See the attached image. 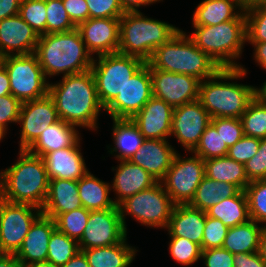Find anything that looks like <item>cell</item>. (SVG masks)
Masks as SVG:
<instances>
[{"instance_id":"cell-6","label":"cell","mask_w":266,"mask_h":267,"mask_svg":"<svg viewBox=\"0 0 266 267\" xmlns=\"http://www.w3.org/2000/svg\"><path fill=\"white\" fill-rule=\"evenodd\" d=\"M193 27L195 31L188 36L201 51L208 54L221 68H241L242 65L235 61L242 56L247 42L244 10L234 20L216 26Z\"/></svg>"},{"instance_id":"cell-14","label":"cell","mask_w":266,"mask_h":267,"mask_svg":"<svg viewBox=\"0 0 266 267\" xmlns=\"http://www.w3.org/2000/svg\"><path fill=\"white\" fill-rule=\"evenodd\" d=\"M153 96L150 68L145 63L127 81L121 93L104 109L111 118L131 119Z\"/></svg>"},{"instance_id":"cell-36","label":"cell","mask_w":266,"mask_h":267,"mask_svg":"<svg viewBox=\"0 0 266 267\" xmlns=\"http://www.w3.org/2000/svg\"><path fill=\"white\" fill-rule=\"evenodd\" d=\"M80 251L79 243L57 228L52 232L48 244L47 261L62 267Z\"/></svg>"},{"instance_id":"cell-29","label":"cell","mask_w":266,"mask_h":267,"mask_svg":"<svg viewBox=\"0 0 266 267\" xmlns=\"http://www.w3.org/2000/svg\"><path fill=\"white\" fill-rule=\"evenodd\" d=\"M243 10L238 0H203L193 13L192 24L193 26H216L234 20Z\"/></svg>"},{"instance_id":"cell-39","label":"cell","mask_w":266,"mask_h":267,"mask_svg":"<svg viewBox=\"0 0 266 267\" xmlns=\"http://www.w3.org/2000/svg\"><path fill=\"white\" fill-rule=\"evenodd\" d=\"M250 219L266 226V179L250 181L244 190Z\"/></svg>"},{"instance_id":"cell-32","label":"cell","mask_w":266,"mask_h":267,"mask_svg":"<svg viewBox=\"0 0 266 267\" xmlns=\"http://www.w3.org/2000/svg\"><path fill=\"white\" fill-rule=\"evenodd\" d=\"M264 225L260 226L252 219L228 229L222 248L231 252L254 253L259 251L261 233Z\"/></svg>"},{"instance_id":"cell-55","label":"cell","mask_w":266,"mask_h":267,"mask_svg":"<svg viewBox=\"0 0 266 267\" xmlns=\"http://www.w3.org/2000/svg\"><path fill=\"white\" fill-rule=\"evenodd\" d=\"M163 0H120L121 6L125 12H137L141 6H147Z\"/></svg>"},{"instance_id":"cell-50","label":"cell","mask_w":266,"mask_h":267,"mask_svg":"<svg viewBox=\"0 0 266 267\" xmlns=\"http://www.w3.org/2000/svg\"><path fill=\"white\" fill-rule=\"evenodd\" d=\"M22 102L12 94L0 97V126L6 131L8 123H18Z\"/></svg>"},{"instance_id":"cell-15","label":"cell","mask_w":266,"mask_h":267,"mask_svg":"<svg viewBox=\"0 0 266 267\" xmlns=\"http://www.w3.org/2000/svg\"><path fill=\"white\" fill-rule=\"evenodd\" d=\"M153 96L173 108L199 100L200 80L196 77L150 69Z\"/></svg>"},{"instance_id":"cell-59","label":"cell","mask_w":266,"mask_h":267,"mask_svg":"<svg viewBox=\"0 0 266 267\" xmlns=\"http://www.w3.org/2000/svg\"><path fill=\"white\" fill-rule=\"evenodd\" d=\"M0 267H22L15 254H8L0 260Z\"/></svg>"},{"instance_id":"cell-64","label":"cell","mask_w":266,"mask_h":267,"mask_svg":"<svg viewBox=\"0 0 266 267\" xmlns=\"http://www.w3.org/2000/svg\"><path fill=\"white\" fill-rule=\"evenodd\" d=\"M8 253L3 249L2 244L0 242V260H2Z\"/></svg>"},{"instance_id":"cell-3","label":"cell","mask_w":266,"mask_h":267,"mask_svg":"<svg viewBox=\"0 0 266 267\" xmlns=\"http://www.w3.org/2000/svg\"><path fill=\"white\" fill-rule=\"evenodd\" d=\"M34 54L46 79L60 73L67 76L85 72L91 69L94 60L77 28L41 35Z\"/></svg>"},{"instance_id":"cell-33","label":"cell","mask_w":266,"mask_h":267,"mask_svg":"<svg viewBox=\"0 0 266 267\" xmlns=\"http://www.w3.org/2000/svg\"><path fill=\"white\" fill-rule=\"evenodd\" d=\"M205 176L218 182H228L236 185L241 191L250 183L243 163L228 156L204 160Z\"/></svg>"},{"instance_id":"cell-51","label":"cell","mask_w":266,"mask_h":267,"mask_svg":"<svg viewBox=\"0 0 266 267\" xmlns=\"http://www.w3.org/2000/svg\"><path fill=\"white\" fill-rule=\"evenodd\" d=\"M234 254L224 248L202 250L201 259L205 267H233Z\"/></svg>"},{"instance_id":"cell-62","label":"cell","mask_w":266,"mask_h":267,"mask_svg":"<svg viewBox=\"0 0 266 267\" xmlns=\"http://www.w3.org/2000/svg\"><path fill=\"white\" fill-rule=\"evenodd\" d=\"M238 2L244 9L257 4H266V0H238Z\"/></svg>"},{"instance_id":"cell-19","label":"cell","mask_w":266,"mask_h":267,"mask_svg":"<svg viewBox=\"0 0 266 267\" xmlns=\"http://www.w3.org/2000/svg\"><path fill=\"white\" fill-rule=\"evenodd\" d=\"M39 37L19 14L2 19L0 21V58L34 53Z\"/></svg>"},{"instance_id":"cell-27","label":"cell","mask_w":266,"mask_h":267,"mask_svg":"<svg viewBox=\"0 0 266 267\" xmlns=\"http://www.w3.org/2000/svg\"><path fill=\"white\" fill-rule=\"evenodd\" d=\"M79 134L76 126L59 119L42 131L26 150L43 157L46 153L75 146L81 140Z\"/></svg>"},{"instance_id":"cell-61","label":"cell","mask_w":266,"mask_h":267,"mask_svg":"<svg viewBox=\"0 0 266 267\" xmlns=\"http://www.w3.org/2000/svg\"><path fill=\"white\" fill-rule=\"evenodd\" d=\"M259 254L266 264V230L261 233L260 243H259Z\"/></svg>"},{"instance_id":"cell-13","label":"cell","mask_w":266,"mask_h":267,"mask_svg":"<svg viewBox=\"0 0 266 267\" xmlns=\"http://www.w3.org/2000/svg\"><path fill=\"white\" fill-rule=\"evenodd\" d=\"M118 208L91 210L80 239V250L118 244L127 238Z\"/></svg>"},{"instance_id":"cell-46","label":"cell","mask_w":266,"mask_h":267,"mask_svg":"<svg viewBox=\"0 0 266 267\" xmlns=\"http://www.w3.org/2000/svg\"><path fill=\"white\" fill-rule=\"evenodd\" d=\"M228 227L216 218L206 214L205 228L203 230L202 250L211 248H222L224 239L228 232Z\"/></svg>"},{"instance_id":"cell-45","label":"cell","mask_w":266,"mask_h":267,"mask_svg":"<svg viewBox=\"0 0 266 267\" xmlns=\"http://www.w3.org/2000/svg\"><path fill=\"white\" fill-rule=\"evenodd\" d=\"M211 123L216 127L218 134H220L228 148L244 136L240 118H211Z\"/></svg>"},{"instance_id":"cell-42","label":"cell","mask_w":266,"mask_h":267,"mask_svg":"<svg viewBox=\"0 0 266 267\" xmlns=\"http://www.w3.org/2000/svg\"><path fill=\"white\" fill-rule=\"evenodd\" d=\"M46 0H22L19 15L41 36L46 34Z\"/></svg>"},{"instance_id":"cell-31","label":"cell","mask_w":266,"mask_h":267,"mask_svg":"<svg viewBox=\"0 0 266 267\" xmlns=\"http://www.w3.org/2000/svg\"><path fill=\"white\" fill-rule=\"evenodd\" d=\"M111 184L95 177L88 171L78 180V195L82 206L88 210L118 208L110 198Z\"/></svg>"},{"instance_id":"cell-63","label":"cell","mask_w":266,"mask_h":267,"mask_svg":"<svg viewBox=\"0 0 266 267\" xmlns=\"http://www.w3.org/2000/svg\"><path fill=\"white\" fill-rule=\"evenodd\" d=\"M25 267H58V266L46 260V261L32 263V264L26 265Z\"/></svg>"},{"instance_id":"cell-17","label":"cell","mask_w":266,"mask_h":267,"mask_svg":"<svg viewBox=\"0 0 266 267\" xmlns=\"http://www.w3.org/2000/svg\"><path fill=\"white\" fill-rule=\"evenodd\" d=\"M58 120L55 102L49 94L22 103L18 118L21 126L19 150L27 149L42 131Z\"/></svg>"},{"instance_id":"cell-57","label":"cell","mask_w":266,"mask_h":267,"mask_svg":"<svg viewBox=\"0 0 266 267\" xmlns=\"http://www.w3.org/2000/svg\"><path fill=\"white\" fill-rule=\"evenodd\" d=\"M9 76L5 67L0 63V97L11 94Z\"/></svg>"},{"instance_id":"cell-7","label":"cell","mask_w":266,"mask_h":267,"mask_svg":"<svg viewBox=\"0 0 266 267\" xmlns=\"http://www.w3.org/2000/svg\"><path fill=\"white\" fill-rule=\"evenodd\" d=\"M180 30L167 22L148 18L141 11L125 12L120 18L118 53L138 57L146 63L157 47Z\"/></svg>"},{"instance_id":"cell-66","label":"cell","mask_w":266,"mask_h":267,"mask_svg":"<svg viewBox=\"0 0 266 267\" xmlns=\"http://www.w3.org/2000/svg\"><path fill=\"white\" fill-rule=\"evenodd\" d=\"M3 199H2V195H1V192H0V204H1V201H2Z\"/></svg>"},{"instance_id":"cell-41","label":"cell","mask_w":266,"mask_h":267,"mask_svg":"<svg viewBox=\"0 0 266 267\" xmlns=\"http://www.w3.org/2000/svg\"><path fill=\"white\" fill-rule=\"evenodd\" d=\"M248 43L266 42V4L244 9Z\"/></svg>"},{"instance_id":"cell-18","label":"cell","mask_w":266,"mask_h":267,"mask_svg":"<svg viewBox=\"0 0 266 267\" xmlns=\"http://www.w3.org/2000/svg\"><path fill=\"white\" fill-rule=\"evenodd\" d=\"M76 28L92 56L118 52L120 18H89Z\"/></svg>"},{"instance_id":"cell-40","label":"cell","mask_w":266,"mask_h":267,"mask_svg":"<svg viewBox=\"0 0 266 267\" xmlns=\"http://www.w3.org/2000/svg\"><path fill=\"white\" fill-rule=\"evenodd\" d=\"M191 153L200 156L203 160H207L227 156L228 147L220 134H218L216 127L210 123L200 137L196 148Z\"/></svg>"},{"instance_id":"cell-56","label":"cell","mask_w":266,"mask_h":267,"mask_svg":"<svg viewBox=\"0 0 266 267\" xmlns=\"http://www.w3.org/2000/svg\"><path fill=\"white\" fill-rule=\"evenodd\" d=\"M254 47V60L260 67L266 70V42L249 43Z\"/></svg>"},{"instance_id":"cell-58","label":"cell","mask_w":266,"mask_h":267,"mask_svg":"<svg viewBox=\"0 0 266 267\" xmlns=\"http://www.w3.org/2000/svg\"><path fill=\"white\" fill-rule=\"evenodd\" d=\"M62 267H90L87 258L82 251H79Z\"/></svg>"},{"instance_id":"cell-53","label":"cell","mask_w":266,"mask_h":267,"mask_svg":"<svg viewBox=\"0 0 266 267\" xmlns=\"http://www.w3.org/2000/svg\"><path fill=\"white\" fill-rule=\"evenodd\" d=\"M233 267H266L259 252L238 253L234 255Z\"/></svg>"},{"instance_id":"cell-43","label":"cell","mask_w":266,"mask_h":267,"mask_svg":"<svg viewBox=\"0 0 266 267\" xmlns=\"http://www.w3.org/2000/svg\"><path fill=\"white\" fill-rule=\"evenodd\" d=\"M169 253L179 264L189 266L201 259V246L189 239L177 236H169Z\"/></svg>"},{"instance_id":"cell-22","label":"cell","mask_w":266,"mask_h":267,"mask_svg":"<svg viewBox=\"0 0 266 267\" xmlns=\"http://www.w3.org/2000/svg\"><path fill=\"white\" fill-rule=\"evenodd\" d=\"M55 229L54 219L43 214L34 221L15 254L22 267L47 260L49 240Z\"/></svg>"},{"instance_id":"cell-11","label":"cell","mask_w":266,"mask_h":267,"mask_svg":"<svg viewBox=\"0 0 266 267\" xmlns=\"http://www.w3.org/2000/svg\"><path fill=\"white\" fill-rule=\"evenodd\" d=\"M204 177L205 165L200 156L183 158L177 152L160 182L175 205L189 204Z\"/></svg>"},{"instance_id":"cell-48","label":"cell","mask_w":266,"mask_h":267,"mask_svg":"<svg viewBox=\"0 0 266 267\" xmlns=\"http://www.w3.org/2000/svg\"><path fill=\"white\" fill-rule=\"evenodd\" d=\"M259 144V138L244 135L238 142L228 148L227 156L244 164L257 153Z\"/></svg>"},{"instance_id":"cell-10","label":"cell","mask_w":266,"mask_h":267,"mask_svg":"<svg viewBox=\"0 0 266 267\" xmlns=\"http://www.w3.org/2000/svg\"><path fill=\"white\" fill-rule=\"evenodd\" d=\"M0 63L8 73L11 94L22 103L48 94L49 81L34 53L5 56L0 58Z\"/></svg>"},{"instance_id":"cell-28","label":"cell","mask_w":266,"mask_h":267,"mask_svg":"<svg viewBox=\"0 0 266 267\" xmlns=\"http://www.w3.org/2000/svg\"><path fill=\"white\" fill-rule=\"evenodd\" d=\"M111 119L113 120L114 147L109 148L110 146H107V149H110L108 152L114 154L118 161L129 160L143 144L145 138L131 119Z\"/></svg>"},{"instance_id":"cell-12","label":"cell","mask_w":266,"mask_h":267,"mask_svg":"<svg viewBox=\"0 0 266 267\" xmlns=\"http://www.w3.org/2000/svg\"><path fill=\"white\" fill-rule=\"evenodd\" d=\"M41 214V209L30 204L1 201L0 242L8 254L17 253L31 225Z\"/></svg>"},{"instance_id":"cell-37","label":"cell","mask_w":266,"mask_h":267,"mask_svg":"<svg viewBox=\"0 0 266 267\" xmlns=\"http://www.w3.org/2000/svg\"><path fill=\"white\" fill-rule=\"evenodd\" d=\"M240 120L244 135L259 139L266 138V105L260 104L254 98Z\"/></svg>"},{"instance_id":"cell-54","label":"cell","mask_w":266,"mask_h":267,"mask_svg":"<svg viewBox=\"0 0 266 267\" xmlns=\"http://www.w3.org/2000/svg\"><path fill=\"white\" fill-rule=\"evenodd\" d=\"M22 0H0V21L19 14Z\"/></svg>"},{"instance_id":"cell-38","label":"cell","mask_w":266,"mask_h":267,"mask_svg":"<svg viewBox=\"0 0 266 267\" xmlns=\"http://www.w3.org/2000/svg\"><path fill=\"white\" fill-rule=\"evenodd\" d=\"M90 210L80 207L72 211L59 214L55 219L56 228L69 238L80 241L86 224L88 223Z\"/></svg>"},{"instance_id":"cell-20","label":"cell","mask_w":266,"mask_h":267,"mask_svg":"<svg viewBox=\"0 0 266 267\" xmlns=\"http://www.w3.org/2000/svg\"><path fill=\"white\" fill-rule=\"evenodd\" d=\"M174 108L154 96L135 114L131 120L145 139L168 140Z\"/></svg>"},{"instance_id":"cell-26","label":"cell","mask_w":266,"mask_h":267,"mask_svg":"<svg viewBox=\"0 0 266 267\" xmlns=\"http://www.w3.org/2000/svg\"><path fill=\"white\" fill-rule=\"evenodd\" d=\"M83 207L78 195V181L68 179H50L48 193L41 209L42 214L55 219L74 209Z\"/></svg>"},{"instance_id":"cell-25","label":"cell","mask_w":266,"mask_h":267,"mask_svg":"<svg viewBox=\"0 0 266 267\" xmlns=\"http://www.w3.org/2000/svg\"><path fill=\"white\" fill-rule=\"evenodd\" d=\"M206 212L189 204L175 205L166 229L169 236L189 239L201 246L205 228Z\"/></svg>"},{"instance_id":"cell-23","label":"cell","mask_w":266,"mask_h":267,"mask_svg":"<svg viewBox=\"0 0 266 267\" xmlns=\"http://www.w3.org/2000/svg\"><path fill=\"white\" fill-rule=\"evenodd\" d=\"M111 190L116 194L113 199L116 206L122 201L142 190L148 189L158 181L142 167L133 164L130 160H122L116 168Z\"/></svg>"},{"instance_id":"cell-34","label":"cell","mask_w":266,"mask_h":267,"mask_svg":"<svg viewBox=\"0 0 266 267\" xmlns=\"http://www.w3.org/2000/svg\"><path fill=\"white\" fill-rule=\"evenodd\" d=\"M241 190L234 184L204 177L198 185L190 206L206 212L220 200L237 195Z\"/></svg>"},{"instance_id":"cell-65","label":"cell","mask_w":266,"mask_h":267,"mask_svg":"<svg viewBox=\"0 0 266 267\" xmlns=\"http://www.w3.org/2000/svg\"><path fill=\"white\" fill-rule=\"evenodd\" d=\"M7 131L0 126V141L5 137Z\"/></svg>"},{"instance_id":"cell-30","label":"cell","mask_w":266,"mask_h":267,"mask_svg":"<svg viewBox=\"0 0 266 267\" xmlns=\"http://www.w3.org/2000/svg\"><path fill=\"white\" fill-rule=\"evenodd\" d=\"M80 251L85 254L90 267H129L138 250L127 244L126 238L118 244Z\"/></svg>"},{"instance_id":"cell-60","label":"cell","mask_w":266,"mask_h":267,"mask_svg":"<svg viewBox=\"0 0 266 267\" xmlns=\"http://www.w3.org/2000/svg\"><path fill=\"white\" fill-rule=\"evenodd\" d=\"M254 98L263 105H266V82L260 88L254 87Z\"/></svg>"},{"instance_id":"cell-5","label":"cell","mask_w":266,"mask_h":267,"mask_svg":"<svg viewBox=\"0 0 266 267\" xmlns=\"http://www.w3.org/2000/svg\"><path fill=\"white\" fill-rule=\"evenodd\" d=\"M150 69L187 74L204 81L221 67L201 51L186 32L180 30L165 44L157 47L146 62Z\"/></svg>"},{"instance_id":"cell-8","label":"cell","mask_w":266,"mask_h":267,"mask_svg":"<svg viewBox=\"0 0 266 267\" xmlns=\"http://www.w3.org/2000/svg\"><path fill=\"white\" fill-rule=\"evenodd\" d=\"M96 59L94 57L90 70L95 80L99 101L105 109L145 62L138 57L118 52L99 55Z\"/></svg>"},{"instance_id":"cell-24","label":"cell","mask_w":266,"mask_h":267,"mask_svg":"<svg viewBox=\"0 0 266 267\" xmlns=\"http://www.w3.org/2000/svg\"><path fill=\"white\" fill-rule=\"evenodd\" d=\"M80 143L79 141L75 146L46 153L42 157L49 180L68 179L78 181L88 172L85 160L80 152Z\"/></svg>"},{"instance_id":"cell-49","label":"cell","mask_w":266,"mask_h":267,"mask_svg":"<svg viewBox=\"0 0 266 267\" xmlns=\"http://www.w3.org/2000/svg\"><path fill=\"white\" fill-rule=\"evenodd\" d=\"M244 167L249 181L266 179V138L260 139L257 153L244 163Z\"/></svg>"},{"instance_id":"cell-2","label":"cell","mask_w":266,"mask_h":267,"mask_svg":"<svg viewBox=\"0 0 266 267\" xmlns=\"http://www.w3.org/2000/svg\"><path fill=\"white\" fill-rule=\"evenodd\" d=\"M18 155L15 164L0 171L2 199L42 209L49 186L44 160L26 149H20Z\"/></svg>"},{"instance_id":"cell-16","label":"cell","mask_w":266,"mask_h":267,"mask_svg":"<svg viewBox=\"0 0 266 267\" xmlns=\"http://www.w3.org/2000/svg\"><path fill=\"white\" fill-rule=\"evenodd\" d=\"M210 123V114L199 100L183 104L173 110L170 137L174 136L185 151L192 152Z\"/></svg>"},{"instance_id":"cell-21","label":"cell","mask_w":266,"mask_h":267,"mask_svg":"<svg viewBox=\"0 0 266 267\" xmlns=\"http://www.w3.org/2000/svg\"><path fill=\"white\" fill-rule=\"evenodd\" d=\"M168 141L145 139L129 160L133 164L142 167L160 182L171 167L174 156L177 153Z\"/></svg>"},{"instance_id":"cell-4","label":"cell","mask_w":266,"mask_h":267,"mask_svg":"<svg viewBox=\"0 0 266 267\" xmlns=\"http://www.w3.org/2000/svg\"><path fill=\"white\" fill-rule=\"evenodd\" d=\"M247 74L246 68H221L215 75L200 81L199 101L211 118H240L254 99V86L225 82L239 80ZM221 80V81H220Z\"/></svg>"},{"instance_id":"cell-52","label":"cell","mask_w":266,"mask_h":267,"mask_svg":"<svg viewBox=\"0 0 266 267\" xmlns=\"http://www.w3.org/2000/svg\"><path fill=\"white\" fill-rule=\"evenodd\" d=\"M62 3L76 27L89 19L88 5L85 0H62Z\"/></svg>"},{"instance_id":"cell-44","label":"cell","mask_w":266,"mask_h":267,"mask_svg":"<svg viewBox=\"0 0 266 267\" xmlns=\"http://www.w3.org/2000/svg\"><path fill=\"white\" fill-rule=\"evenodd\" d=\"M46 34L68 32L76 28L63 6L62 0H46Z\"/></svg>"},{"instance_id":"cell-1","label":"cell","mask_w":266,"mask_h":267,"mask_svg":"<svg viewBox=\"0 0 266 267\" xmlns=\"http://www.w3.org/2000/svg\"><path fill=\"white\" fill-rule=\"evenodd\" d=\"M48 94L53 98L59 119L76 127L98 128V116L104 107L99 101L91 70L62 76V81L49 82Z\"/></svg>"},{"instance_id":"cell-35","label":"cell","mask_w":266,"mask_h":267,"mask_svg":"<svg viewBox=\"0 0 266 267\" xmlns=\"http://www.w3.org/2000/svg\"><path fill=\"white\" fill-rule=\"evenodd\" d=\"M207 216L221 220L225 226L232 228L250 220L247 197L244 191L220 200L206 211Z\"/></svg>"},{"instance_id":"cell-47","label":"cell","mask_w":266,"mask_h":267,"mask_svg":"<svg viewBox=\"0 0 266 267\" xmlns=\"http://www.w3.org/2000/svg\"><path fill=\"white\" fill-rule=\"evenodd\" d=\"M89 18H121L125 11L120 0H85Z\"/></svg>"},{"instance_id":"cell-9","label":"cell","mask_w":266,"mask_h":267,"mask_svg":"<svg viewBox=\"0 0 266 267\" xmlns=\"http://www.w3.org/2000/svg\"><path fill=\"white\" fill-rule=\"evenodd\" d=\"M175 204L161 182L132 195L118 205L121 219L127 230L125 216L131 215L141 225L167 228Z\"/></svg>"}]
</instances>
